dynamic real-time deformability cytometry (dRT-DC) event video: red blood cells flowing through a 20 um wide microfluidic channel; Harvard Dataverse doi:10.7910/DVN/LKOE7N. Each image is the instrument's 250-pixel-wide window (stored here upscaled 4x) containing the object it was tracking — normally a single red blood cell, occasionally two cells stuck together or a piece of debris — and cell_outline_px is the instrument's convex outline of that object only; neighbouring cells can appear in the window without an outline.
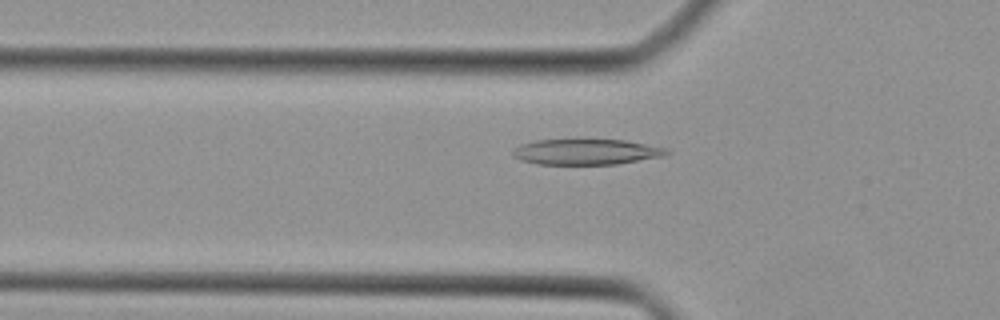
{"species": "Egyptian fruit bat (a non-hibernating species)", "species_latin": "Rousettus aegyptiacus", "temperature_condition": "cold", "stored_images_in_passage": 44, "camera_frame_rate_fps": 3000, "um_per_image_px": 0.085, "animal": {"sex": "female"}, "frame": {"image": 1, "passage_image": 15, "time_ms": 4.667, "image_size_px": [1000, 320], "cell_outline_px": [[672, 152], [664, 156], [616, 164], [536, 164], [520, 160], [512, 156], [512, 148], [520, 144], [536, 140], [576, 136], [580, 136], [624, 140], [668, 148]], "centroid_in_image_um": [49.78, 12.85], "position_along_channel_um": 76.0, "area_um2": 24.39}}
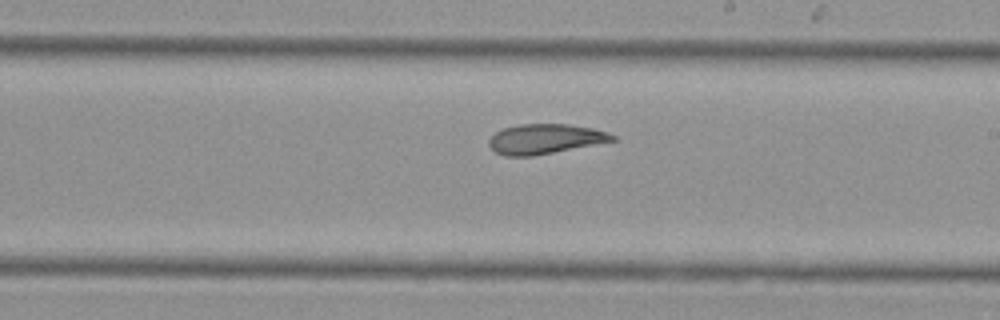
{"frame": {"image": 2, "passage_image": 26, "time_ms": 8.333, "image_size_px": [1000, 320], "cell_outline_px": [[616, 140], [532, 156], [504, 156], [496, 152], [488, 144], [488, 140], [496, 132], [504, 128], [520, 124], [568, 124], [592, 128], [608, 132], [616, 136]], "centroid_in_image_um": [46.32, 11.8], "position_along_channel_um": 242.7, "area_um2": 21.27}}
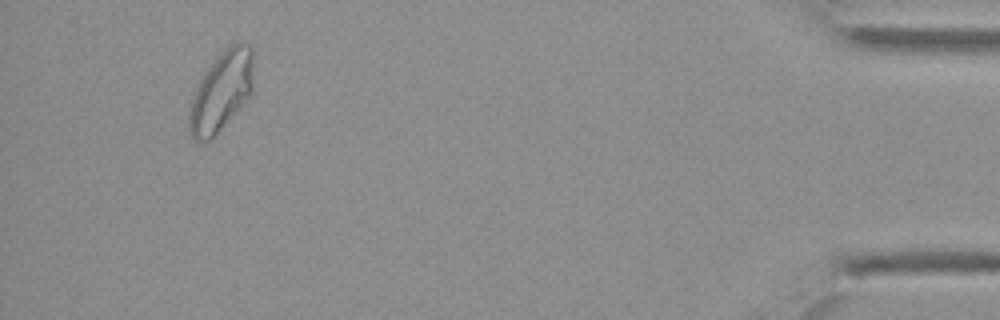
{"frame": {"image": 3, "passage_image": 42, "time_ms": 13.667, "image_size_px": [1000, 320], "cell_outline_px": [[252, 92], [216, 132], [208, 140], [192, 140], [188, 132], [188, 108], [192, 96], [200, 76], [228, 44], [240, 40], [248, 44], [252, 48]], "centroid_in_image_um": [18.76, 7.7], "position_along_channel_um": 416.4, "area_um2": 29.65}}